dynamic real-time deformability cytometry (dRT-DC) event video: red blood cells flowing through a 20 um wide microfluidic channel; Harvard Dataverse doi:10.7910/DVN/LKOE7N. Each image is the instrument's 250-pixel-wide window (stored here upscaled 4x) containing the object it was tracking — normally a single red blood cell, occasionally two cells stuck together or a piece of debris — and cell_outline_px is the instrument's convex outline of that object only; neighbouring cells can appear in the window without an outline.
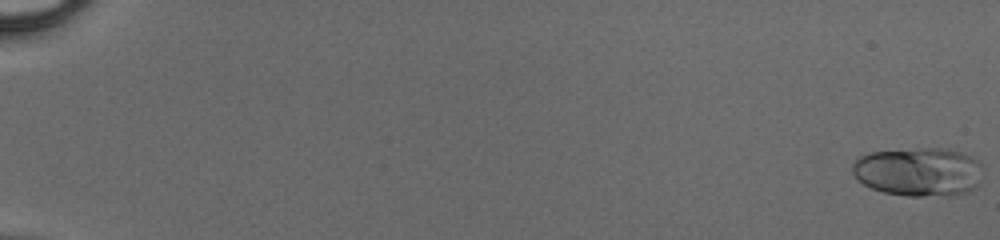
{"species": "human", "species_latin": "Homo sapiens", "temperature_condition": "cold", "stored_images_in_passage": 50, "camera_frame_rate_fps": 3000, "um_per_image_px": 0.085, "donor": {"sex": "male"}, "frame": {"image": 1, "passage_image": 1, "time_ms": 0.0, "image_size_px": [1000, 240], "cell_outline_px": [[980, 184], [976, 188], [968, 192], [924, 196], [908, 196], [884, 192], [872, 188], [864, 184], [852, 172], [852, 164], [860, 156], [868, 152], [920, 148], [948, 148], [964, 152], [980, 160]], "centroid_in_image_um": [78.1, 14.58], "position_along_channel_um": 6.9, "area_um2": 37.17}}
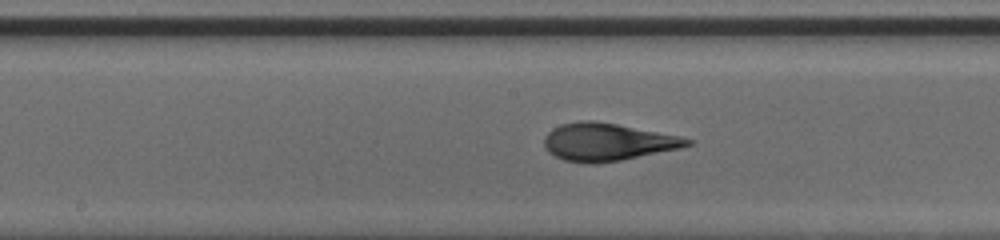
{"frame": {"image": 2, "passage_image": 29, "time_ms": 9.333, "image_size_px": [1000, 240], "cell_outline_px": [[696, 140], [692, 144], [680, 148], [620, 160], [592, 164], [584, 164], [564, 160], [548, 152], [544, 148], [544, 136], [552, 128], [560, 124], [580, 120], [596, 120]], "centroid_in_image_um": [51.56, 12.07], "position_along_channel_um": 196.6, "area_um2": 31.21}}
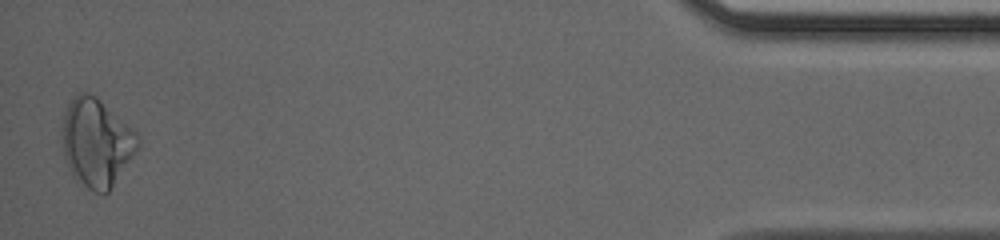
{"frame": {"image": 3, "passage_image": 50, "time_ms": 16.333, "image_size_px": [1000, 240], "cell_outline_px": [[140, 144], [112, 188], [104, 196], [88, 188], [72, 176], [64, 152], [64, 116], [72, 100], [80, 92], [88, 92], [96, 96], [132, 128], [140, 136]], "centroid_in_image_um": [8.25, 12.15], "position_along_channel_um": 427.0, "area_um2": 38.09}}